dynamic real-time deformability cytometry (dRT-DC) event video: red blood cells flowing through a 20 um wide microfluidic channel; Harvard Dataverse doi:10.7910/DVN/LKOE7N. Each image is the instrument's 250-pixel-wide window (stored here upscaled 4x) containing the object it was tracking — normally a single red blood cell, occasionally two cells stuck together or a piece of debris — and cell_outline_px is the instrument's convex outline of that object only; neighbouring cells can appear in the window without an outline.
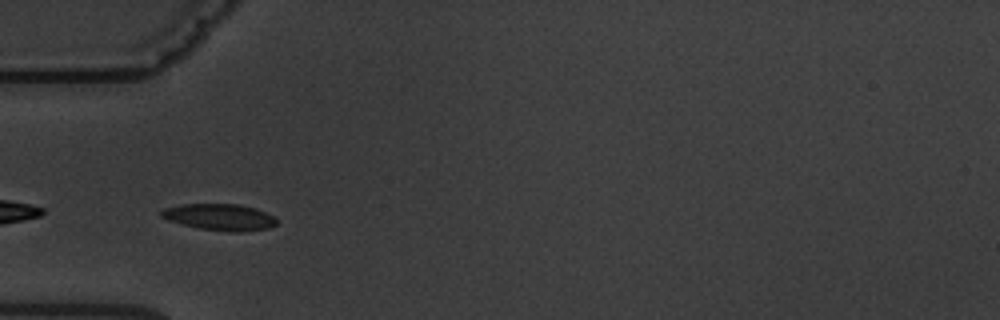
{"species": "common noctule bat (a hibernating species)", "species_latin": "Nyctalus noctula", "temperature_condition": "warm", "stored_images_in_passage": 3, "camera_frame_rate_fps": 3000, "um_per_image_px": 0.085, "animal": {"sex": "male", "body_mass_g": 19.5, "forearm_length_mm": 54.6}, "frame": {"image": 1, "passage_image": 3, "time_ms": 2.0, "image_size_px": [1000, 320], "cell_outline_px": [[276, 224], [268, 228], [240, 232], [232, 232], [200, 228], [168, 220], [160, 216], [160, 212], [164, 208], [180, 204], [236, 204], [256, 208], [272, 216], [276, 220]], "centroid_in_image_um": [18.65, 18.44], "position_along_channel_um": 66.3, "area_um2": 17.57}}